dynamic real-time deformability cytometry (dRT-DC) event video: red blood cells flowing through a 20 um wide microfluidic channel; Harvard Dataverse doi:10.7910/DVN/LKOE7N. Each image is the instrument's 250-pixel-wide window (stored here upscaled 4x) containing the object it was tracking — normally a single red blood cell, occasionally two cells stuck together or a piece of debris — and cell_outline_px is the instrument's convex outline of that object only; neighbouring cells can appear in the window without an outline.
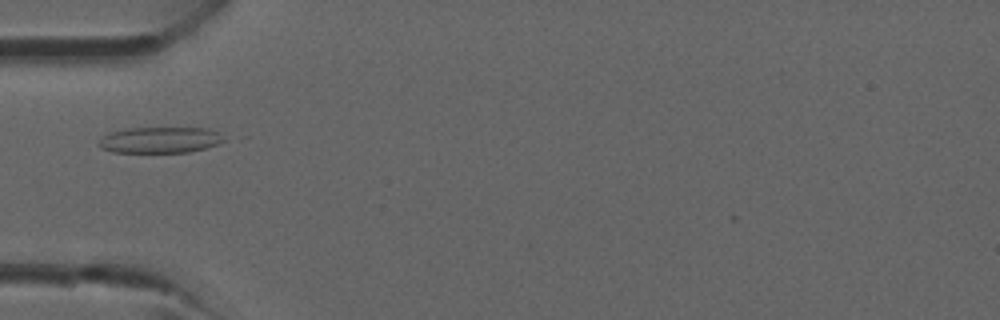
{"species": "common noctule bat (a hibernating species)", "species_latin": "Nyctalus noctula", "temperature_condition": "room temperature", "stored_images_in_passage": 5, "camera_frame_rate_fps": 3000, "um_per_image_px": 0.085, "animal": {"sex": "male", "forearm_length_mm": 52.5}, "frame": {"image": 1, "passage_image": 1, "time_ms": 0.0, "image_size_px": [1000, 320], "cell_outline_px": [[228, 140], [204, 148], [188, 152], [112, 152], [100, 148], [96, 144], [108, 132], [128, 128], [208, 128], [216, 132]], "centroid_in_image_um": [13.56, 11.89], "position_along_channel_um": 71.4, "area_um2": 18.96}}
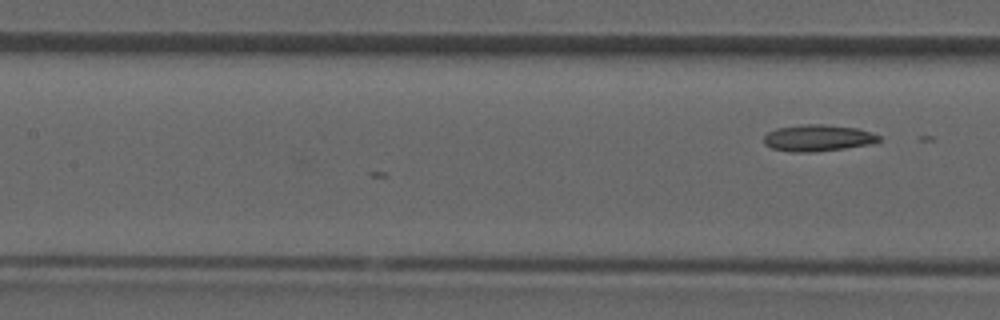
{"frame": {"image": 2, "passage_image": 5, "time_ms": 1.333, "image_size_px": [1000, 320], "cell_outline_px": [[880, 140], [872, 144], [844, 148], [812, 152], [792, 152], [772, 148], [764, 144], [764, 136], [768, 132], [776, 128], [804, 124], [824, 124], [856, 128], [872, 132], [880, 136]], "centroid_in_image_um": [69.52, 11.72], "position_along_channel_um": 137.9, "area_um2": 17.8}}